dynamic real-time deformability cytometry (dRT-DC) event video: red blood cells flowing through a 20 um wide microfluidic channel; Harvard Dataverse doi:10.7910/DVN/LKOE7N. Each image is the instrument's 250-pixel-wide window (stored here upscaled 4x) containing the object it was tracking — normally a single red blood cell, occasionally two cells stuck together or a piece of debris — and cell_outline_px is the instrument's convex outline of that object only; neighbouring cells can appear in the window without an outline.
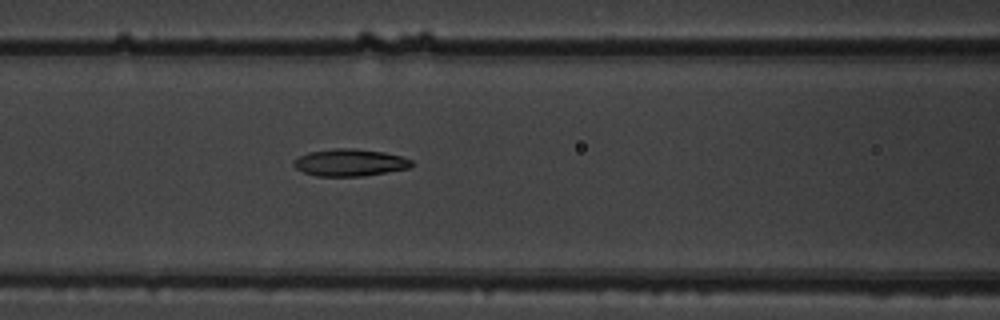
{"species": "common noctule bat (a hibernating species)", "species_latin": "Nyctalus noctula", "temperature_condition": "warm", "stored_images_in_passage": 6, "camera_frame_rate_fps": 3000, "um_per_image_px": 0.085, "animal": {"sex": "male", "body_mass_g": 19.5, "forearm_length_mm": 54.6}, "frame": {"image": 1, "passage_image": 6, "time_ms": 1.667, "image_size_px": [1000, 320], "cell_outline_px": [[412, 164], [408, 168], [388, 172], [364, 176], [316, 176], [304, 172], [296, 168], [292, 164], [292, 160], [308, 152], [336, 148], [352, 148], [384, 152], [400, 156], [412, 160]], "centroid_in_image_um": [29.71, 13.82], "position_along_channel_um": 136.9, "area_um2": 18.61}}